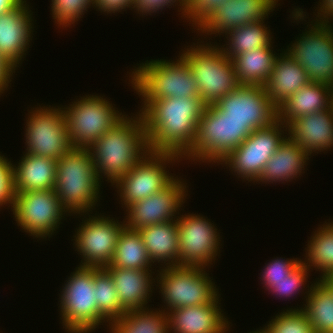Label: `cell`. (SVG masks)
I'll use <instances>...</instances> for the list:
<instances>
[{"instance_id":"f1b7e54d","label":"cell","mask_w":333,"mask_h":333,"mask_svg":"<svg viewBox=\"0 0 333 333\" xmlns=\"http://www.w3.org/2000/svg\"><path fill=\"white\" fill-rule=\"evenodd\" d=\"M272 48L271 43L268 47L245 51L231 59L239 84L265 86L277 57Z\"/></svg>"},{"instance_id":"ab89813d","label":"cell","mask_w":333,"mask_h":333,"mask_svg":"<svg viewBox=\"0 0 333 333\" xmlns=\"http://www.w3.org/2000/svg\"><path fill=\"white\" fill-rule=\"evenodd\" d=\"M302 262V260L296 259H281L277 257L276 260L266 264L264 271L262 272V284L268 289L274 284V281H280L286 278L293 272V270Z\"/></svg>"},{"instance_id":"44dd1931","label":"cell","mask_w":333,"mask_h":333,"mask_svg":"<svg viewBox=\"0 0 333 333\" xmlns=\"http://www.w3.org/2000/svg\"><path fill=\"white\" fill-rule=\"evenodd\" d=\"M219 298L218 295L209 304L167 312L169 333H226L230 322L222 313Z\"/></svg>"},{"instance_id":"603a6c76","label":"cell","mask_w":333,"mask_h":333,"mask_svg":"<svg viewBox=\"0 0 333 333\" xmlns=\"http://www.w3.org/2000/svg\"><path fill=\"white\" fill-rule=\"evenodd\" d=\"M104 268L112 276L120 305L125 311L147 309L146 304L150 301L154 286L152 284L156 282L152 279L151 270Z\"/></svg>"},{"instance_id":"e0dca14e","label":"cell","mask_w":333,"mask_h":333,"mask_svg":"<svg viewBox=\"0 0 333 333\" xmlns=\"http://www.w3.org/2000/svg\"><path fill=\"white\" fill-rule=\"evenodd\" d=\"M86 219L82 220L83 224L79 225L75 239H72L83 258L80 266L105 267L112 261L125 222L120 224L104 215H93Z\"/></svg>"},{"instance_id":"74e56055","label":"cell","mask_w":333,"mask_h":333,"mask_svg":"<svg viewBox=\"0 0 333 333\" xmlns=\"http://www.w3.org/2000/svg\"><path fill=\"white\" fill-rule=\"evenodd\" d=\"M310 268L301 262L289 276L286 278L281 279L280 281H274V284L271 285L268 290L272 292L273 295L276 294L278 297H289L296 295V293L300 292L301 287H304L305 282L308 278V271Z\"/></svg>"},{"instance_id":"7402d4cb","label":"cell","mask_w":333,"mask_h":333,"mask_svg":"<svg viewBox=\"0 0 333 333\" xmlns=\"http://www.w3.org/2000/svg\"><path fill=\"white\" fill-rule=\"evenodd\" d=\"M289 137L310 156L333 147V108L304 115L288 125Z\"/></svg>"},{"instance_id":"4316f807","label":"cell","mask_w":333,"mask_h":333,"mask_svg":"<svg viewBox=\"0 0 333 333\" xmlns=\"http://www.w3.org/2000/svg\"><path fill=\"white\" fill-rule=\"evenodd\" d=\"M309 156L303 148L288 136L267 161L256 182H287L295 177L297 178L305 170L304 165L307 164L306 161L309 160Z\"/></svg>"},{"instance_id":"e575fe53","label":"cell","mask_w":333,"mask_h":333,"mask_svg":"<svg viewBox=\"0 0 333 333\" xmlns=\"http://www.w3.org/2000/svg\"><path fill=\"white\" fill-rule=\"evenodd\" d=\"M94 291L97 308L109 326L126 313L120 305L112 276L104 267H94Z\"/></svg>"},{"instance_id":"7a4b0ae2","label":"cell","mask_w":333,"mask_h":333,"mask_svg":"<svg viewBox=\"0 0 333 333\" xmlns=\"http://www.w3.org/2000/svg\"><path fill=\"white\" fill-rule=\"evenodd\" d=\"M127 116L124 115L89 148L99 180L104 174L112 185L150 151L140 112L133 118Z\"/></svg>"},{"instance_id":"3957f363","label":"cell","mask_w":333,"mask_h":333,"mask_svg":"<svg viewBox=\"0 0 333 333\" xmlns=\"http://www.w3.org/2000/svg\"><path fill=\"white\" fill-rule=\"evenodd\" d=\"M89 148L72 147L57 160L54 191L67 213H88L99 200L100 184Z\"/></svg>"},{"instance_id":"ba28073f","label":"cell","mask_w":333,"mask_h":333,"mask_svg":"<svg viewBox=\"0 0 333 333\" xmlns=\"http://www.w3.org/2000/svg\"><path fill=\"white\" fill-rule=\"evenodd\" d=\"M109 102L101 96L86 95L63 108L67 134L74 148H90L124 116Z\"/></svg>"},{"instance_id":"f6af8a7d","label":"cell","mask_w":333,"mask_h":333,"mask_svg":"<svg viewBox=\"0 0 333 333\" xmlns=\"http://www.w3.org/2000/svg\"><path fill=\"white\" fill-rule=\"evenodd\" d=\"M320 4L321 5H320V7L318 6V10H317V11H319V12H317L318 15L315 14L316 20H313V21L330 24L329 20L331 18L333 20V0H322V2H320Z\"/></svg>"},{"instance_id":"d6986e66","label":"cell","mask_w":333,"mask_h":333,"mask_svg":"<svg viewBox=\"0 0 333 333\" xmlns=\"http://www.w3.org/2000/svg\"><path fill=\"white\" fill-rule=\"evenodd\" d=\"M275 5L272 0H228L196 30L220 36L245 24L264 21Z\"/></svg>"},{"instance_id":"d6a6232c","label":"cell","mask_w":333,"mask_h":333,"mask_svg":"<svg viewBox=\"0 0 333 333\" xmlns=\"http://www.w3.org/2000/svg\"><path fill=\"white\" fill-rule=\"evenodd\" d=\"M263 24L264 21H257L225 33L228 44H226V48L220 47L222 52L232 59L245 51L251 52L257 48L268 47L272 43L273 36L270 34V29Z\"/></svg>"},{"instance_id":"9a60e30c","label":"cell","mask_w":333,"mask_h":333,"mask_svg":"<svg viewBox=\"0 0 333 333\" xmlns=\"http://www.w3.org/2000/svg\"><path fill=\"white\" fill-rule=\"evenodd\" d=\"M214 105L234 122H241L251 133L278 120V109L269 99L264 86L239 85Z\"/></svg>"},{"instance_id":"681fc988","label":"cell","mask_w":333,"mask_h":333,"mask_svg":"<svg viewBox=\"0 0 333 333\" xmlns=\"http://www.w3.org/2000/svg\"><path fill=\"white\" fill-rule=\"evenodd\" d=\"M272 1H273L276 5H278L277 2H278L279 0H272Z\"/></svg>"},{"instance_id":"4fadbf2b","label":"cell","mask_w":333,"mask_h":333,"mask_svg":"<svg viewBox=\"0 0 333 333\" xmlns=\"http://www.w3.org/2000/svg\"><path fill=\"white\" fill-rule=\"evenodd\" d=\"M11 210L17 225L35 238L53 235L67 212L54 189L17 192Z\"/></svg>"},{"instance_id":"cb8c5ba5","label":"cell","mask_w":333,"mask_h":333,"mask_svg":"<svg viewBox=\"0 0 333 333\" xmlns=\"http://www.w3.org/2000/svg\"><path fill=\"white\" fill-rule=\"evenodd\" d=\"M333 108V86L310 82L292 94L278 109V120L286 126L304 115Z\"/></svg>"},{"instance_id":"ac0fdd59","label":"cell","mask_w":333,"mask_h":333,"mask_svg":"<svg viewBox=\"0 0 333 333\" xmlns=\"http://www.w3.org/2000/svg\"><path fill=\"white\" fill-rule=\"evenodd\" d=\"M185 184L187 185L177 177L162 191L127 206L125 228L138 230L148 225L175 220V214L183 207L188 192Z\"/></svg>"},{"instance_id":"5bb4252c","label":"cell","mask_w":333,"mask_h":333,"mask_svg":"<svg viewBox=\"0 0 333 333\" xmlns=\"http://www.w3.org/2000/svg\"><path fill=\"white\" fill-rule=\"evenodd\" d=\"M33 110L29 112L25 126L26 153L58 160L73 147L67 134L63 106H40Z\"/></svg>"},{"instance_id":"ee69618b","label":"cell","mask_w":333,"mask_h":333,"mask_svg":"<svg viewBox=\"0 0 333 333\" xmlns=\"http://www.w3.org/2000/svg\"><path fill=\"white\" fill-rule=\"evenodd\" d=\"M15 70L16 67L0 54V95L7 90Z\"/></svg>"},{"instance_id":"8992f818","label":"cell","mask_w":333,"mask_h":333,"mask_svg":"<svg viewBox=\"0 0 333 333\" xmlns=\"http://www.w3.org/2000/svg\"><path fill=\"white\" fill-rule=\"evenodd\" d=\"M249 135L243 123L228 119L214 104L206 105L197 125L194 144L182 158L220 163Z\"/></svg>"},{"instance_id":"836d02e7","label":"cell","mask_w":333,"mask_h":333,"mask_svg":"<svg viewBox=\"0 0 333 333\" xmlns=\"http://www.w3.org/2000/svg\"><path fill=\"white\" fill-rule=\"evenodd\" d=\"M307 245L305 251L307 260L302 262L310 269L315 267L321 271L323 274L320 279L325 278L333 272V221L320 226Z\"/></svg>"},{"instance_id":"52a82bcc","label":"cell","mask_w":333,"mask_h":333,"mask_svg":"<svg viewBox=\"0 0 333 333\" xmlns=\"http://www.w3.org/2000/svg\"><path fill=\"white\" fill-rule=\"evenodd\" d=\"M66 281L59 307L63 328L68 333H90L102 322H108L95 303L94 267H76Z\"/></svg>"},{"instance_id":"1f68e13d","label":"cell","mask_w":333,"mask_h":333,"mask_svg":"<svg viewBox=\"0 0 333 333\" xmlns=\"http://www.w3.org/2000/svg\"><path fill=\"white\" fill-rule=\"evenodd\" d=\"M152 264L139 232L124 228L118 238L112 261L105 267L150 270Z\"/></svg>"},{"instance_id":"9c48e42d","label":"cell","mask_w":333,"mask_h":333,"mask_svg":"<svg viewBox=\"0 0 333 333\" xmlns=\"http://www.w3.org/2000/svg\"><path fill=\"white\" fill-rule=\"evenodd\" d=\"M160 269L157 278L167 308L205 305L218 295V289L202 267L170 266Z\"/></svg>"},{"instance_id":"7dc6e473","label":"cell","mask_w":333,"mask_h":333,"mask_svg":"<svg viewBox=\"0 0 333 333\" xmlns=\"http://www.w3.org/2000/svg\"><path fill=\"white\" fill-rule=\"evenodd\" d=\"M323 280L333 290V272L329 273Z\"/></svg>"},{"instance_id":"5b68a950","label":"cell","mask_w":333,"mask_h":333,"mask_svg":"<svg viewBox=\"0 0 333 333\" xmlns=\"http://www.w3.org/2000/svg\"><path fill=\"white\" fill-rule=\"evenodd\" d=\"M183 50L181 57L187 62L198 85L199 97L206 104H214L236 89L240 84L236 79L232 60L219 46L201 44Z\"/></svg>"},{"instance_id":"83f0119b","label":"cell","mask_w":333,"mask_h":333,"mask_svg":"<svg viewBox=\"0 0 333 333\" xmlns=\"http://www.w3.org/2000/svg\"><path fill=\"white\" fill-rule=\"evenodd\" d=\"M141 235L151 262L166 267L178 266L179 233L176 220L148 225L137 230ZM168 261V262H167Z\"/></svg>"},{"instance_id":"2e32d148","label":"cell","mask_w":333,"mask_h":333,"mask_svg":"<svg viewBox=\"0 0 333 333\" xmlns=\"http://www.w3.org/2000/svg\"><path fill=\"white\" fill-rule=\"evenodd\" d=\"M209 221L198 214L178 216V266L205 268L216 260L221 240L214 224Z\"/></svg>"},{"instance_id":"8fae6325","label":"cell","mask_w":333,"mask_h":333,"mask_svg":"<svg viewBox=\"0 0 333 333\" xmlns=\"http://www.w3.org/2000/svg\"><path fill=\"white\" fill-rule=\"evenodd\" d=\"M286 52L307 72L310 82L333 86V27L313 22Z\"/></svg>"},{"instance_id":"7c38bea8","label":"cell","mask_w":333,"mask_h":333,"mask_svg":"<svg viewBox=\"0 0 333 333\" xmlns=\"http://www.w3.org/2000/svg\"><path fill=\"white\" fill-rule=\"evenodd\" d=\"M284 128L288 131L287 126L277 120L268 127L252 131L220 164L228 165L231 171L234 170L243 180L257 181L267 161L286 138L287 135L282 133Z\"/></svg>"},{"instance_id":"f35d334b","label":"cell","mask_w":333,"mask_h":333,"mask_svg":"<svg viewBox=\"0 0 333 333\" xmlns=\"http://www.w3.org/2000/svg\"><path fill=\"white\" fill-rule=\"evenodd\" d=\"M228 0H185V10L182 15L190 20L193 28L198 29L213 13ZM194 24V25H193Z\"/></svg>"},{"instance_id":"60d3db41","label":"cell","mask_w":333,"mask_h":333,"mask_svg":"<svg viewBox=\"0 0 333 333\" xmlns=\"http://www.w3.org/2000/svg\"><path fill=\"white\" fill-rule=\"evenodd\" d=\"M0 154V206L7 204L11 209L14 202L12 163Z\"/></svg>"},{"instance_id":"b9f144b4","label":"cell","mask_w":333,"mask_h":333,"mask_svg":"<svg viewBox=\"0 0 333 333\" xmlns=\"http://www.w3.org/2000/svg\"><path fill=\"white\" fill-rule=\"evenodd\" d=\"M174 3L175 6L177 3H180L181 15L184 14L185 0H134L133 9L139 14L151 15V13L157 12L160 9L162 10L165 6L170 7Z\"/></svg>"},{"instance_id":"6da1fadb","label":"cell","mask_w":333,"mask_h":333,"mask_svg":"<svg viewBox=\"0 0 333 333\" xmlns=\"http://www.w3.org/2000/svg\"><path fill=\"white\" fill-rule=\"evenodd\" d=\"M206 104L200 97H173L150 101L140 112L151 152L177 153L193 146Z\"/></svg>"},{"instance_id":"484cf974","label":"cell","mask_w":333,"mask_h":333,"mask_svg":"<svg viewBox=\"0 0 333 333\" xmlns=\"http://www.w3.org/2000/svg\"><path fill=\"white\" fill-rule=\"evenodd\" d=\"M18 165H12L14 193L54 189L57 160L25 153Z\"/></svg>"},{"instance_id":"c3c4849f","label":"cell","mask_w":333,"mask_h":333,"mask_svg":"<svg viewBox=\"0 0 333 333\" xmlns=\"http://www.w3.org/2000/svg\"><path fill=\"white\" fill-rule=\"evenodd\" d=\"M249 333H268V332L265 330V328H262V329L252 331V332H249Z\"/></svg>"},{"instance_id":"d590c367","label":"cell","mask_w":333,"mask_h":333,"mask_svg":"<svg viewBox=\"0 0 333 333\" xmlns=\"http://www.w3.org/2000/svg\"><path fill=\"white\" fill-rule=\"evenodd\" d=\"M264 328L268 333H315L308 317L298 307L279 313Z\"/></svg>"},{"instance_id":"7bdbcfd3","label":"cell","mask_w":333,"mask_h":333,"mask_svg":"<svg viewBox=\"0 0 333 333\" xmlns=\"http://www.w3.org/2000/svg\"><path fill=\"white\" fill-rule=\"evenodd\" d=\"M134 0H94V7L101 12L117 13L126 8L133 9Z\"/></svg>"},{"instance_id":"d4e9b609","label":"cell","mask_w":333,"mask_h":333,"mask_svg":"<svg viewBox=\"0 0 333 333\" xmlns=\"http://www.w3.org/2000/svg\"><path fill=\"white\" fill-rule=\"evenodd\" d=\"M310 83L307 72L286 51L276 57L265 91L278 108L292 94Z\"/></svg>"},{"instance_id":"8d00e7d4","label":"cell","mask_w":333,"mask_h":333,"mask_svg":"<svg viewBox=\"0 0 333 333\" xmlns=\"http://www.w3.org/2000/svg\"><path fill=\"white\" fill-rule=\"evenodd\" d=\"M52 17L58 26L69 27L78 21L94 0H51ZM57 21V22H56Z\"/></svg>"},{"instance_id":"30bf717a","label":"cell","mask_w":333,"mask_h":333,"mask_svg":"<svg viewBox=\"0 0 333 333\" xmlns=\"http://www.w3.org/2000/svg\"><path fill=\"white\" fill-rule=\"evenodd\" d=\"M179 158L182 157L177 153L149 151L127 174L113 184L119 189L117 191L120 194L121 204L126 208L134 202L162 191L176 178L166 171V165L176 162L175 160Z\"/></svg>"},{"instance_id":"f546056e","label":"cell","mask_w":333,"mask_h":333,"mask_svg":"<svg viewBox=\"0 0 333 333\" xmlns=\"http://www.w3.org/2000/svg\"><path fill=\"white\" fill-rule=\"evenodd\" d=\"M307 294V305L303 304L305 307L301 308L315 333H333V290L323 279H319L308 286Z\"/></svg>"},{"instance_id":"4dcf8cb0","label":"cell","mask_w":333,"mask_h":333,"mask_svg":"<svg viewBox=\"0 0 333 333\" xmlns=\"http://www.w3.org/2000/svg\"><path fill=\"white\" fill-rule=\"evenodd\" d=\"M167 312L148 308L129 310L111 322L109 328L111 333H169Z\"/></svg>"},{"instance_id":"277c9868","label":"cell","mask_w":333,"mask_h":333,"mask_svg":"<svg viewBox=\"0 0 333 333\" xmlns=\"http://www.w3.org/2000/svg\"><path fill=\"white\" fill-rule=\"evenodd\" d=\"M178 58L176 61L147 60L135 67L130 83L144 98L140 111L156 99L199 97L197 82L187 62L181 56Z\"/></svg>"},{"instance_id":"bcb514c9","label":"cell","mask_w":333,"mask_h":333,"mask_svg":"<svg viewBox=\"0 0 333 333\" xmlns=\"http://www.w3.org/2000/svg\"><path fill=\"white\" fill-rule=\"evenodd\" d=\"M23 0H0V15L19 5Z\"/></svg>"},{"instance_id":"ffe728a7","label":"cell","mask_w":333,"mask_h":333,"mask_svg":"<svg viewBox=\"0 0 333 333\" xmlns=\"http://www.w3.org/2000/svg\"><path fill=\"white\" fill-rule=\"evenodd\" d=\"M29 5L23 0L19 5L0 15V54L19 67L29 49L33 34V18Z\"/></svg>"}]
</instances>
